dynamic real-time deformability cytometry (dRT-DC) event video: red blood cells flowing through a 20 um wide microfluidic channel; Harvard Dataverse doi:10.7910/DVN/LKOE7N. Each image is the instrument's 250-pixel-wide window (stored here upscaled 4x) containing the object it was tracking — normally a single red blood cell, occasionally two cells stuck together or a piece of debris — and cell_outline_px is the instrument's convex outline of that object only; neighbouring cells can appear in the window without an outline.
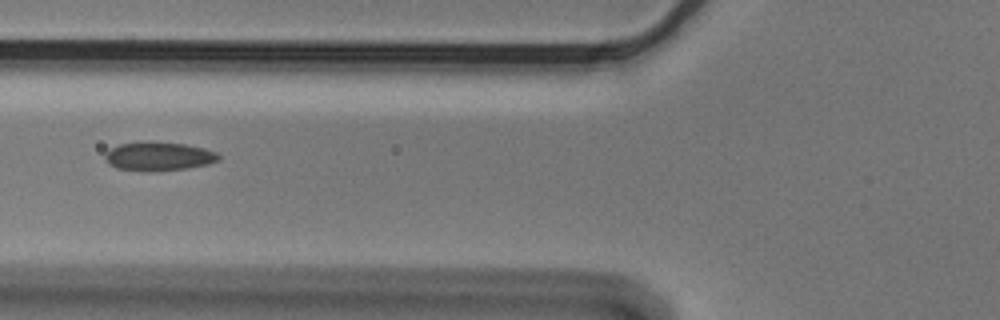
{"species": "Egyptian fruit bat (a non-hibernating species)", "species_latin": "Rousettus aegyptiacus", "temperature_condition": "cold", "stored_images_in_passage": 7, "camera_frame_rate_fps": 3000, "um_per_image_px": 0.085, "animal": {"sex": "male"}, "frame": {"image": 1, "passage_image": 6, "time_ms": 1.667, "image_size_px": [1000, 320], "cell_outline_px": [[220, 160], [208, 164], [188, 168], [148, 172], [116, 168], [108, 164], [104, 160], [104, 152], [120, 144], [140, 140], [148, 140], [184, 144], [204, 148], [216, 152], [220, 156]], "centroid_in_image_um": [13.44, 13.27], "position_along_channel_um": 112.4, "area_um2": 19.54}}
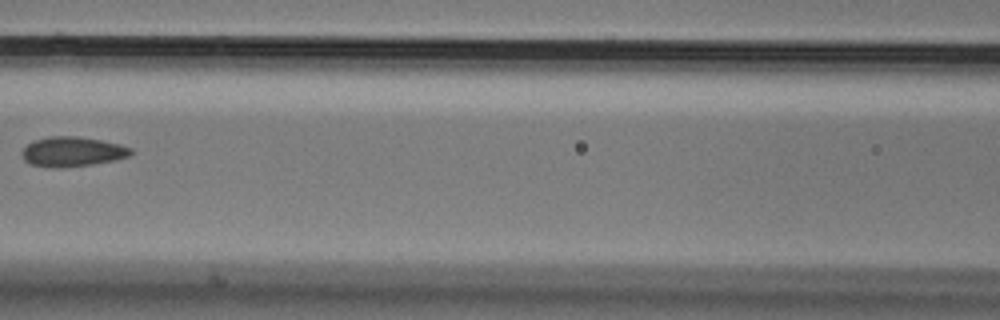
{"frame": {"image": 2, "passage_image": 7, "time_ms": 2.0, "image_size_px": [1000, 320], "cell_outline_px": [[136, 152], [128, 156], [116, 160], [92, 164], [32, 164], [24, 160], [20, 152], [32, 140], [48, 136], [76, 136], [100, 140], [120, 144], [132, 148]], "centroid_in_image_um": [6.21, 12.82], "position_along_channel_um": 160.4, "area_um2": 18.09}}